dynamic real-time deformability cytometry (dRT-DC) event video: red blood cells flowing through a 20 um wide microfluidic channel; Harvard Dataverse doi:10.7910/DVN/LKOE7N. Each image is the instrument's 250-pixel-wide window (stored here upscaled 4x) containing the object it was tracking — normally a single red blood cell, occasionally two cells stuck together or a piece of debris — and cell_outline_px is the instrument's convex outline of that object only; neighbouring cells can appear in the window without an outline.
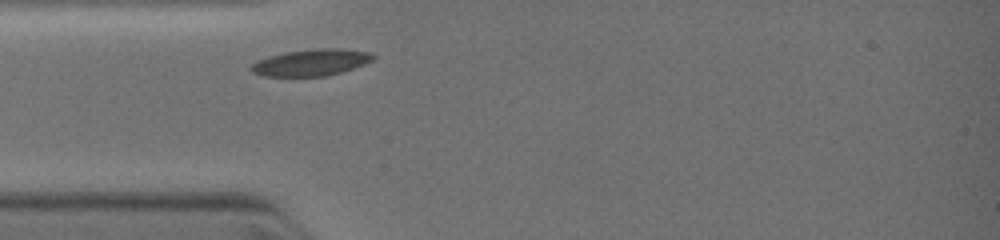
{"species": "common noctule bat (a hibernating species)", "species_latin": "Nyctalus noctula", "temperature_condition": "warm", "stored_images_in_passage": 1, "camera_frame_rate_fps": 3000, "um_per_image_px": 0.085, "animal": {"sex": "female", "body_mass_g": 19.0, "forearm_length_mm": 51.5}, "frame": {"image": 1, "passage_image": 1, "time_ms": 0.0, "image_size_px": [1000, 240], "cell_outline_px": [[376, 56], [372, 60], [364, 64], [340, 72], [324, 76], [264, 76], [252, 72], [248, 68], [256, 60], [268, 56], [284, 52], [316, 48], [340, 48], [368, 52]], "centroid_in_image_um": [26.4, 5.3], "position_along_channel_um": 58.6, "area_um2": 18.9}}